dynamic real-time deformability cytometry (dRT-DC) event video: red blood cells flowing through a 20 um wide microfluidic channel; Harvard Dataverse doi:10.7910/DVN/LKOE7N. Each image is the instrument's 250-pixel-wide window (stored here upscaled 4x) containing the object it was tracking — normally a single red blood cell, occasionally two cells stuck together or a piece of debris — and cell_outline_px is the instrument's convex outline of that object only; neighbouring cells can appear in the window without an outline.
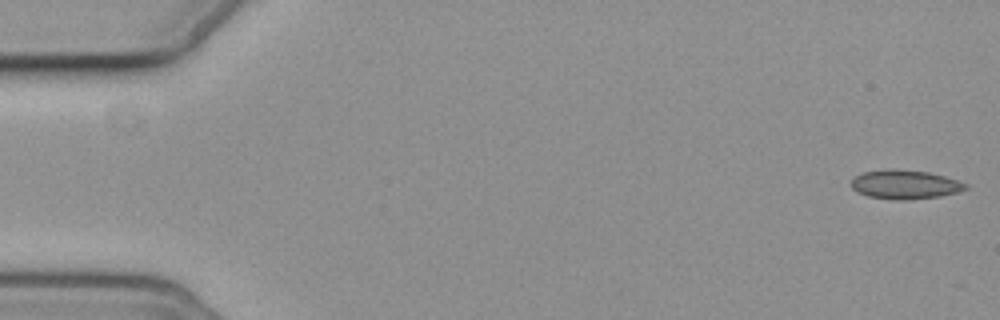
{"species": "common noctule bat (a hibernating species)", "species_latin": "Nyctalus noctula", "temperature_condition": "cold", "stored_images_in_passage": 5, "camera_frame_rate_fps": 3000, "um_per_image_px": 0.085, "animal": {"sex": "female", "body_mass_g": 19.3, "forearm_length_mm": 54.1}, "frame": {"image": 1, "passage_image": 1, "time_ms": 0.0, "image_size_px": [1000, 320], "cell_outline_px": [[968, 188], [956, 192], [940, 196], [904, 200], [896, 200], [868, 196], [856, 192], [852, 188], [852, 180], [856, 176], [864, 172], [888, 168], [892, 168], [928, 172], [944, 176], [968, 184]], "centroid_in_image_um": [76.91, 15.67], "position_along_channel_um": 8.1, "area_um2": 19.25}}